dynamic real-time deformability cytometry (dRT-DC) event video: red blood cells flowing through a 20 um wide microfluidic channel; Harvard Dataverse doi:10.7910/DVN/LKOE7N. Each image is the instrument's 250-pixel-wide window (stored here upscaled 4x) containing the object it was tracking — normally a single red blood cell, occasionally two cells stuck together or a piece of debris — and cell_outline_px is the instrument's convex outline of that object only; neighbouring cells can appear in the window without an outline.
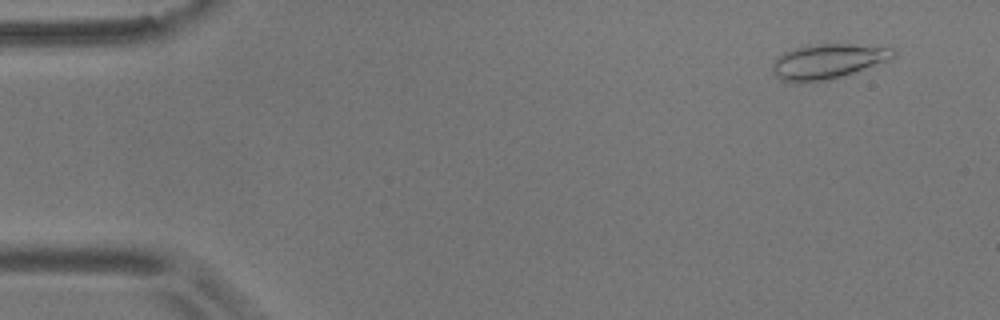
{"species": "common noctule bat (a hibernating species)", "species_latin": "Nyctalus noctula", "temperature_condition": "room temperature", "stored_images_in_passage": 55, "camera_frame_rate_fps": 3000, "um_per_image_px": 0.085, "animal": {"sex": "male", "body_mass_g": 17.9}, "frame": {"image": 1, "passage_image": 4, "time_ms": 1.0, "image_size_px": [1000, 320], "cell_outline_px": [[896, 52], [888, 60], [828, 80], [780, 80], [772, 72], [772, 64], [776, 56], [784, 52], [796, 48], [820, 44], [852, 44], [892, 48]], "centroid_in_image_um": [70.32, 5.19], "position_along_channel_um": 14.7, "area_um2": 23.64}}
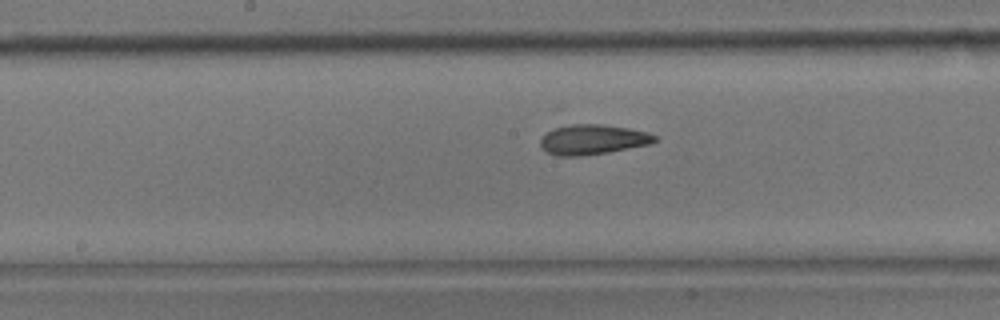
{"frame": {"image": 2, "passage_image": 28, "time_ms": 9.0, "image_size_px": [1000, 320], "cell_outline_px": [[660, 140], [652, 144], [608, 152], [580, 156], [556, 156], [548, 152], [540, 144], [540, 140], [544, 132], [556, 128], [572, 124], [600, 124], [628, 128], [648, 132], [656, 136]], "centroid_in_image_um": [50.41, 11.86], "position_along_channel_um": 197.8, "area_um2": 20.06}}
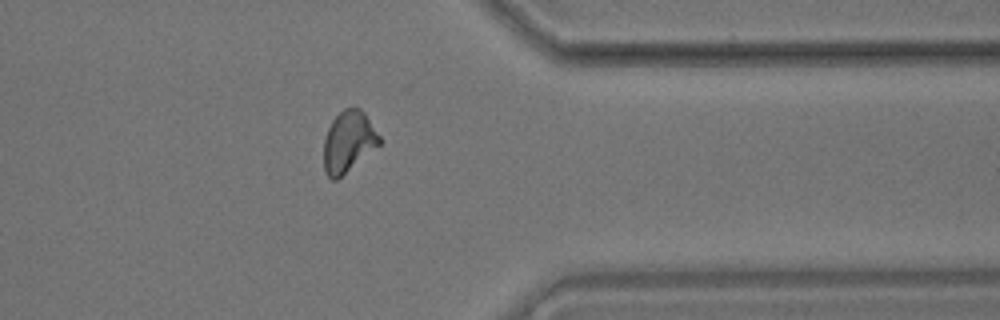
{"frame": {"image": 3, "passage_image": 44, "time_ms": 14.333, "image_size_px": [1000, 320], "cell_outline_px": [[380, 144], [336, 180], [332, 180], [324, 172], [324, 140], [328, 128], [332, 120], [344, 108], [360, 108], [364, 112], [380, 136]], "centroid_in_image_um": [29.6, 12.03], "position_along_channel_um": 381.8, "area_um2": 19.54}, "authors_computed_cell_mechanics": {"area_um2": 19.7676, "velocity_mm_per_s": 3.6354, "shape_relaxation_time_tau1_ms": 8.879, "shape_relaxation_time_tau2_ms": 2.2764, "deformation_change_tau1": 0.2044, "deformation_change_tau2": 0.0958}}